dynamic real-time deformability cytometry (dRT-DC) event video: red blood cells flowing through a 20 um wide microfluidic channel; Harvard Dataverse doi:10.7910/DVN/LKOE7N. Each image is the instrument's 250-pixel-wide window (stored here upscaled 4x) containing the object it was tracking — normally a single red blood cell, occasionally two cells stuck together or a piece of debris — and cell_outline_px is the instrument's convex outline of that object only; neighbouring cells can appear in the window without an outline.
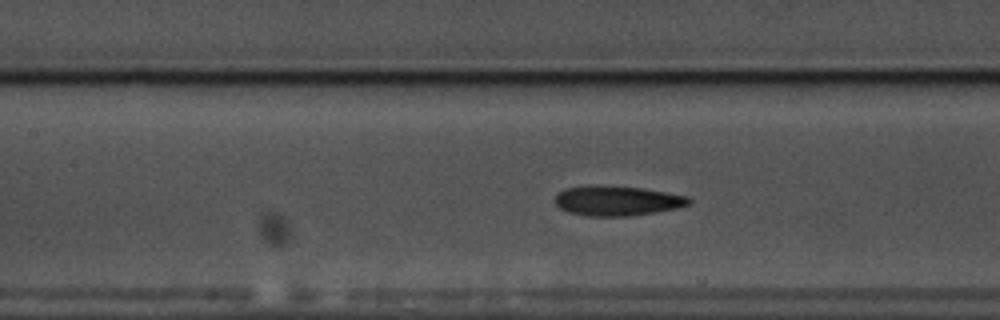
{"species": "common noctule bat (a hibernating species)", "species_latin": "Nyctalus noctula", "temperature_condition": "warm", "stored_images_in_passage": 56, "camera_frame_rate_fps": 3000, "um_per_image_px": 0.085, "animal": {"sex": "male", "body_mass_g": 17.5, "forearm_length_mm": 52.3}, "frame": {"image": 1, "passage_image": 25, "time_ms": 8.0, "image_size_px": [1000, 320], "cell_outline_px": [[692, 204], [676, 208], [656, 212], [632, 216], [584, 216], [568, 212], [560, 208], [556, 204], [556, 196], [564, 188], [644, 188], [688, 196], [692, 200]], "centroid_in_image_um": [52.55, 17.12], "position_along_channel_um": 154.9, "area_um2": 22.48}}
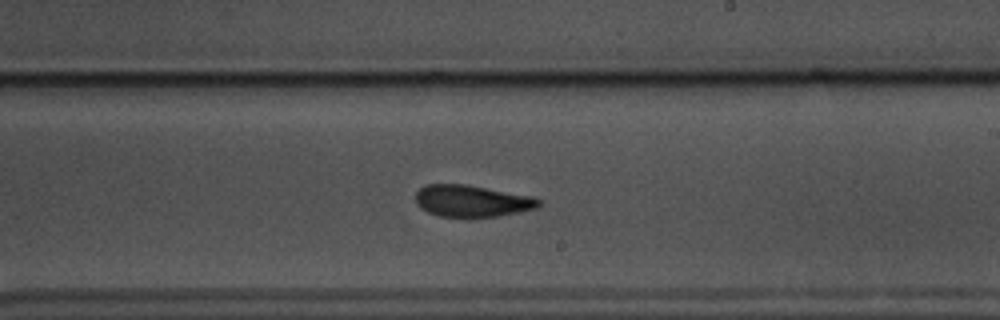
{"frame": {"image": 2, "passage_image": 33, "time_ms": 10.667, "image_size_px": [1000, 320], "cell_outline_px": [[540, 204], [536, 208], [496, 216], [440, 216], [428, 212], [420, 208], [416, 204], [416, 192], [424, 184], [464, 184], [532, 196], [540, 200]], "centroid_in_image_um": [40.06, 17.06], "position_along_channel_um": 248.9, "area_um2": 22.43}}
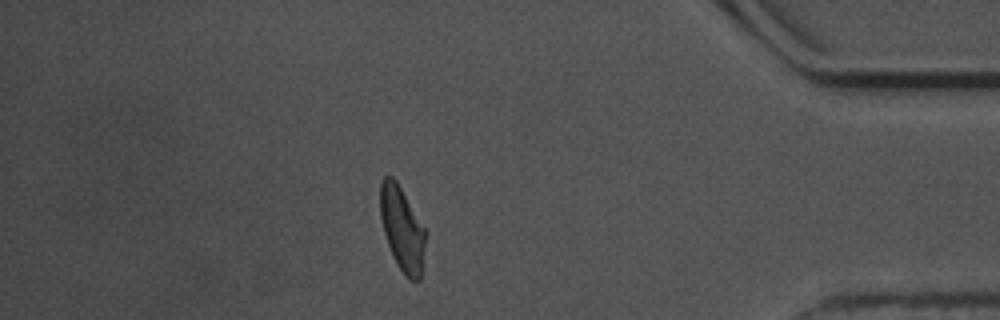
{"frame": {"image": 3, "passage_image": 49, "time_ms": 16.0, "image_size_px": [1000, 320], "cell_outline_px": [[424, 244], [420, 280], [408, 280], [404, 276], [396, 264], [388, 244], [384, 232], [380, 216], [380, 184], [384, 176], [392, 176], [396, 180], [424, 228]], "centroid_in_image_um": [34.14, 19.46], "position_along_channel_um": 401.1, "area_um2": 21.73}, "authors_computed_cell_mechanics": {"area_um2": 22.6865, "velocity_mm_per_s": 3.5421, "shape_relaxation_time_tau1_ms": 4.9223, "shape_relaxation_time_tau2_ms": 2.672, "deformation_change_tau1": 0.1421, "deformation_change_tau2": 0.096}}